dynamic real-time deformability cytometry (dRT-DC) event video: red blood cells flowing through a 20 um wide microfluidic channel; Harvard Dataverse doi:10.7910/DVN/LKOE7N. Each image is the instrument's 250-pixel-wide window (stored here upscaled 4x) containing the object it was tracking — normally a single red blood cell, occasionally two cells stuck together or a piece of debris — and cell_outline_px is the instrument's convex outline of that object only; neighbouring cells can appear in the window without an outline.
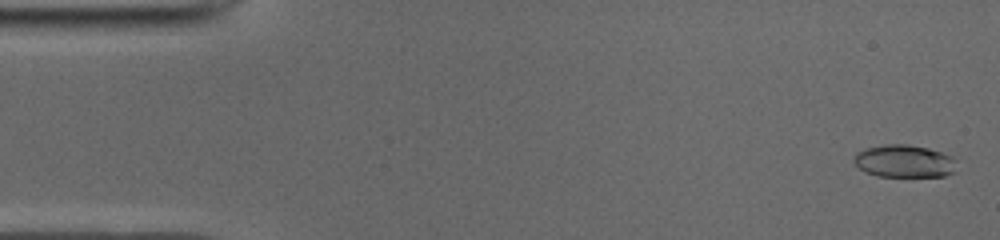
{"species": "common noctule bat (a hibernating species)", "species_latin": "Nyctalus noctula", "temperature_condition": "cold", "stored_images_in_passage": 51, "camera_frame_rate_fps": 3000, "um_per_image_px": 0.085, "animal": {"sex": "male", "body_mass_g": 19.0, "forearm_length_mm": 50.8}, "frame": {"image": 1, "passage_image": 2, "time_ms": 0.333, "image_size_px": [1000, 240], "cell_outline_px": [[956, 172], [944, 176], [876, 176], [860, 168], [852, 160], [856, 152], [864, 148], [884, 144], [908, 144], [928, 148], [952, 156]], "centroid_in_image_um": [76.83, 13.69], "position_along_channel_um": 8.2, "area_um2": 19.48}}
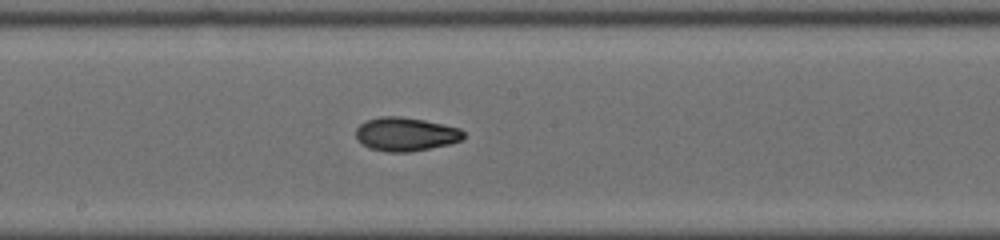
{"frame": {"image": 2, "passage_image": 27, "time_ms": 8.667, "image_size_px": [1000, 240], "cell_outline_px": [[464, 140], [448, 144], [408, 152], [388, 152], [368, 148], [360, 144], [356, 140], [356, 128], [360, 124], [368, 120], [380, 116], [400, 116], [424, 120], [460, 128], [464, 132]], "centroid_in_image_um": [34.45, 11.41], "position_along_channel_um": 213.7, "area_um2": 21.21}}
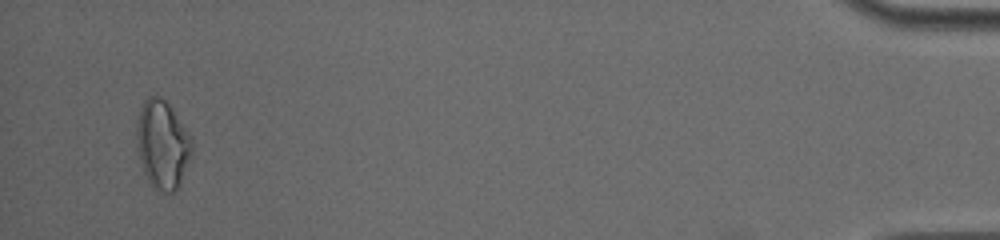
{"frame": {"image": 3, "passage_image": 49, "time_ms": 16.0, "image_size_px": [1000, 240], "cell_outline_px": [[192, 152], [180, 184], [172, 196], [152, 188], [148, 184], [140, 160], [136, 136], [136, 128], [140, 108], [144, 100], [148, 96], [160, 96], [168, 104], [188, 132], [192, 140]], "centroid_in_image_um": [13.8, 12.34], "position_along_channel_um": 421.4, "area_um2": 28.55}, "authors_computed_cell_mechanics": {"area_um2": 20.6346, "velocity_mm_per_s": 3.9656, "shape_relaxation_time_tau1_ms": null, "shape_relaxation_time_tau2_ms": 3.7059, "deformation_change_tau1": null, "deformation_change_tau2": 0.0838}}